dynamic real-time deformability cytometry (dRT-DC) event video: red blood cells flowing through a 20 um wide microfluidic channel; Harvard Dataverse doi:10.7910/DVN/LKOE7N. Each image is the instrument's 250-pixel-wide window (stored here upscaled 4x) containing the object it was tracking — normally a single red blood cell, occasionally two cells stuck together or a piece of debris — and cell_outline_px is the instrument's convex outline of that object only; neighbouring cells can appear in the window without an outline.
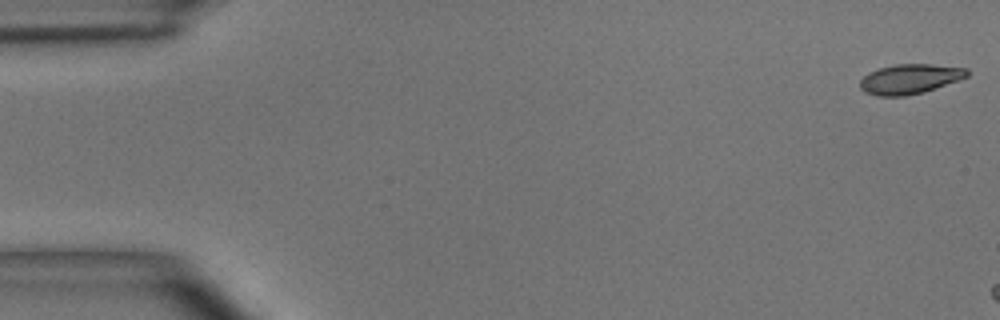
{"species": "common noctule bat (a hibernating species)", "species_latin": "Nyctalus noctula", "temperature_condition": "room temperature", "stored_images_in_passage": 7, "camera_frame_rate_fps": 3000, "um_per_image_px": 0.085, "animal": {"sex": "male", "body_mass_g": 15.6}, "frame": {"image": 1, "passage_image": 1, "time_ms": 0.0, "image_size_px": [1000, 320], "cell_outline_px": [[968, 76], [924, 92], [904, 96], [880, 96], [864, 92], [860, 88], [860, 80], [868, 72], [880, 68], [896, 64], [932, 64], [968, 68]], "centroid_in_image_um": [77.32, 6.71], "position_along_channel_um": 7.7, "area_um2": 18.5}}